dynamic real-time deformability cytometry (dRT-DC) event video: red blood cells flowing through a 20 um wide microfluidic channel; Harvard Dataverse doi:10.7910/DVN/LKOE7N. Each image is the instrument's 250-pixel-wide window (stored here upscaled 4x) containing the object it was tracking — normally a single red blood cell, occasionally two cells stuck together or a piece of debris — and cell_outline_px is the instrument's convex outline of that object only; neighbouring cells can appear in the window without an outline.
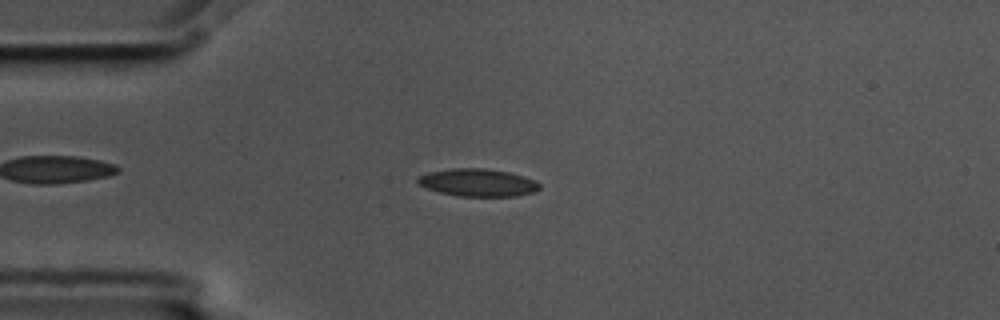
{"species": "common noctule bat (a hibernating species)", "species_latin": "Nyctalus noctula", "temperature_condition": "cold", "stored_images_in_passage": 43, "camera_frame_rate_fps": 3000, "um_per_image_px": 0.085, "animal": {"sex": "male", "body_mass_g": 17.5, "forearm_length_mm": 52.3}, "frame": {"image": 1, "passage_image": 1, "time_ms": 0.0, "image_size_px": [1000, 320], "cell_outline_px": [[540, 188], [536, 192], [516, 196], [456, 196], [440, 192], [428, 188], [420, 184], [416, 180], [420, 176], [428, 172], [452, 168], [484, 168], [508, 172], [524, 176], [536, 180], [540, 184]], "centroid_in_image_um": [40.66, 15.52], "position_along_channel_um": 44.3, "area_um2": 19.59}}
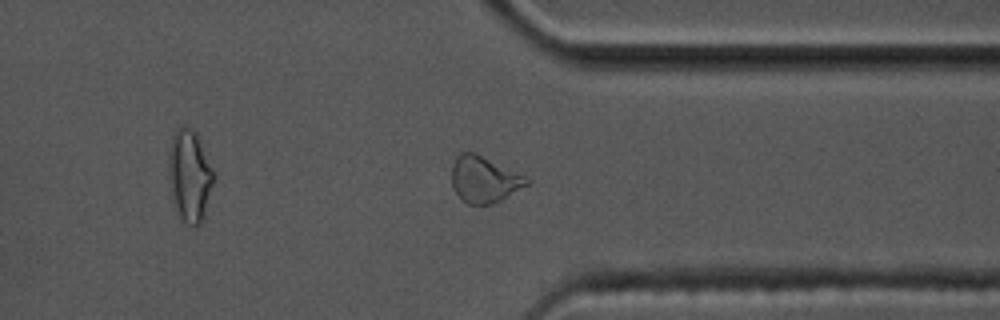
{"frame": {"image": 2, "passage_image": 30, "time_ms": 9.667, "image_size_px": [1000, 320], "cell_outline_px": [[532, 180], [528, 184], [500, 200], [492, 204], [468, 204], [456, 192], [452, 184], [452, 164], [456, 156], [460, 152], [476, 152], [528, 176]], "centroid_in_image_um": [41.18, 15.21], "position_along_channel_um": 370.2, "area_um2": 20.35}}
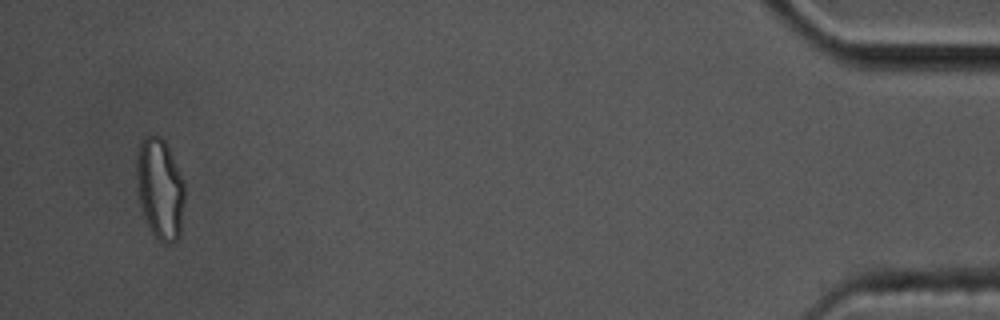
{"frame": {"image": 3, "passage_image": 41, "time_ms": 13.333, "image_size_px": [1000, 320], "cell_outline_px": [[184, 200], [180, 236], [176, 240], [164, 244], [156, 240], [148, 228], [140, 204], [136, 176], [136, 160], [140, 144], [144, 136], [160, 136], [164, 140], [168, 148], [184, 184]], "centroid_in_image_um": [13.58, 16.1], "position_along_channel_um": 421.6, "area_um2": 28.15}, "authors_computed_cell_mechanics": {"area_um2": 19.2474, "velocity_mm_per_s": 3.5674, "shape_relaxation_time_tau1_ms": null, "shape_relaxation_time_tau2_ms": 1.551, "deformation_change_tau1": null, "deformation_change_tau2": 0.0767}}